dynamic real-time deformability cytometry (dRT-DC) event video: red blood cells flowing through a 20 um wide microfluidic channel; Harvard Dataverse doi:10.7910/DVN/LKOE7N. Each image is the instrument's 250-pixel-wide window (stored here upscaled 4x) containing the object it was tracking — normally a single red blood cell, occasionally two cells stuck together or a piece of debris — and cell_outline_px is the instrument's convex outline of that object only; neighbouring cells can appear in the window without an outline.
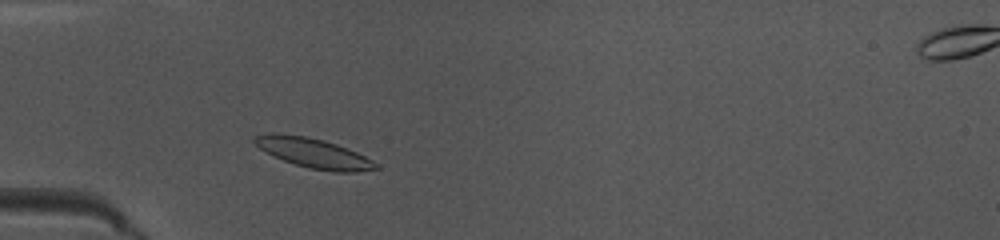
{"species": "common noctule bat (a hibernating species)", "species_latin": "Nyctalus noctula", "temperature_condition": "warm", "stored_images_in_passage": 42, "camera_frame_rate_fps": 3000, "um_per_image_px": 0.085, "animal": {"sex": "female", "body_mass_g": 10.0, "forearm_length_mm": 53.1}, "frame": {"image": 1, "passage_image": 8, "time_ms": 2.333, "image_size_px": [1000, 240], "cell_outline_px": [[380, 168], [356, 172], [336, 172], [308, 168], [272, 156], [260, 148], [252, 140], [252, 136], [268, 132], [276, 132], [308, 136], [324, 140], [336, 144], [356, 152], [372, 160]], "centroid_in_image_um": [26.59, 12.98], "position_along_channel_um": 58.4, "area_um2": 21.1}}
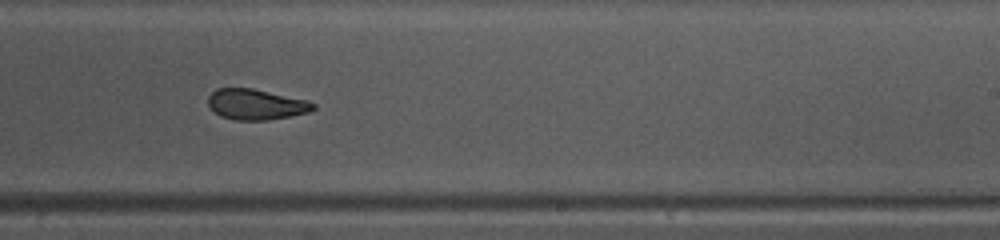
{"frame": {"image": 2, "passage_image": 24, "time_ms": 7.667, "image_size_px": [1000, 240], "cell_outline_px": [[316, 108], [308, 112], [268, 120], [236, 120], [220, 116], [208, 104], [208, 96], [216, 88], [252, 88], [308, 100], [316, 104]], "centroid_in_image_um": [21.77, 8.86], "position_along_channel_um": 267.2, "area_um2": 18.67}}
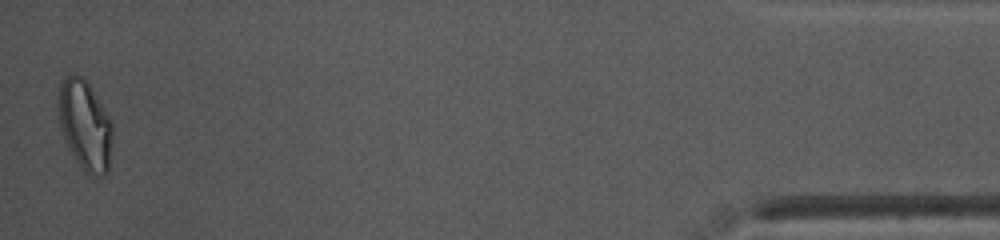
{"frame": {"image": 3, "passage_image": 42, "time_ms": 13.667, "image_size_px": [1000, 240], "cell_outline_px": [[112, 140], [108, 172], [104, 176], [100, 176], [84, 172], [68, 148], [60, 128], [56, 108], [56, 100], [60, 80], [64, 76], [84, 76], [108, 116], [112, 124]], "centroid_in_image_um": [7.18, 10.62], "position_along_channel_um": 428.0, "area_um2": 28.67}, "authors_computed_cell_mechanics": {"area_um2": 19.9699, "velocity_mm_per_s": 4.0206, "shape_relaxation_time_tau1_ms": 6.3119, "shape_relaxation_time_tau2_ms": 2.1381, "deformation_change_tau1": 0.1662, "deformation_change_tau2": 0.0835}}